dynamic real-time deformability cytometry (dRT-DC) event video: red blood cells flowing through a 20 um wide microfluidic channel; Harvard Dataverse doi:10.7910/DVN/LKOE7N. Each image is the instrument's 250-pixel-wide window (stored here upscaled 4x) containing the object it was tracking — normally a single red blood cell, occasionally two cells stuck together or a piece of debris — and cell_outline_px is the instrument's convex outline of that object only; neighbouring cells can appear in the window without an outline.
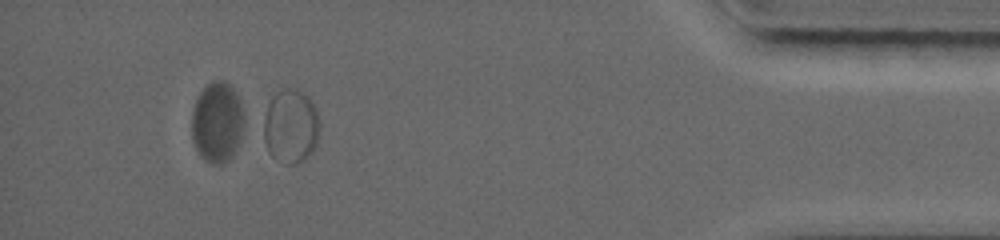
{"species": "common noctule bat (a hibernating species)", "species_latin": "Nyctalus noctula", "temperature_condition": "warm", "stored_images_in_passage": 15, "segment_of_instrument_passage": [2, 2], "camera_frame_rate_fps": 5000, "um_per_image_px": 0.085, "animal": {"sex": "female", "body_mass_g": 19.0, "forearm_length_mm": 56.7}, "frame": {"image": 1, "passage_image": 13, "time_ms": 11.6, "image_size_px": [1000, 240], "cell_outline_px": [[316, 140], [312, 148], [304, 160], [296, 164], [284, 164], [296, 92], [304, 96], [308, 100], [316, 112]], "centroid_in_image_um": [25.6, 11.14], "position_along_channel_um": 409.6, "area_um2": 11.16}}